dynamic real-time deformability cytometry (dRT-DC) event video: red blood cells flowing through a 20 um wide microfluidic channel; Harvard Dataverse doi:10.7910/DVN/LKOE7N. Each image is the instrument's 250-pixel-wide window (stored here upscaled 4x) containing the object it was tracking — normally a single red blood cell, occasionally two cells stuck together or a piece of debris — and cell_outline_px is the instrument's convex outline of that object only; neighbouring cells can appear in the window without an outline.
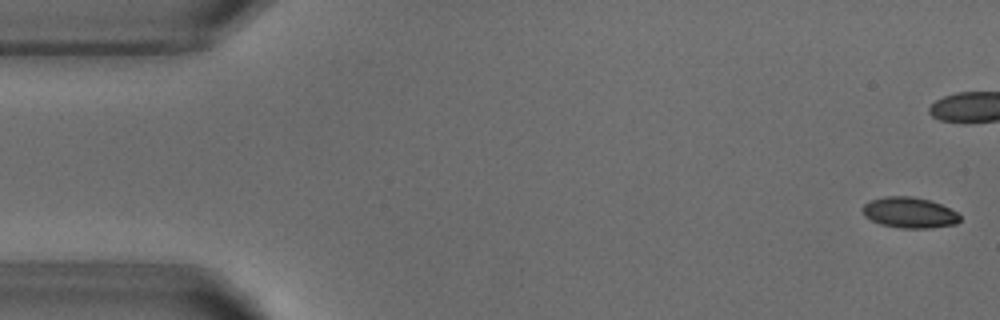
{"species": "common noctule bat (a hibernating species)", "species_latin": "Nyctalus noctula", "temperature_condition": "warm", "stored_images_in_passage": 53, "camera_frame_rate_fps": 3000, "um_per_image_px": 0.085, "animal": {"sex": "male", "body_mass_g": 18.8}, "frame": {"image": 1, "passage_image": 1, "time_ms": 0.0, "image_size_px": [1000, 320], "cell_outline_px": [[960, 220], [956, 224], [928, 228], [900, 228], [880, 224], [864, 216], [860, 208], [864, 204], [872, 200], [884, 196], [912, 196], [928, 200], [940, 204], [956, 212], [960, 216]], "centroid_in_image_um": [77.26, 18.07], "position_along_channel_um": 7.7, "area_um2": 17.4}}
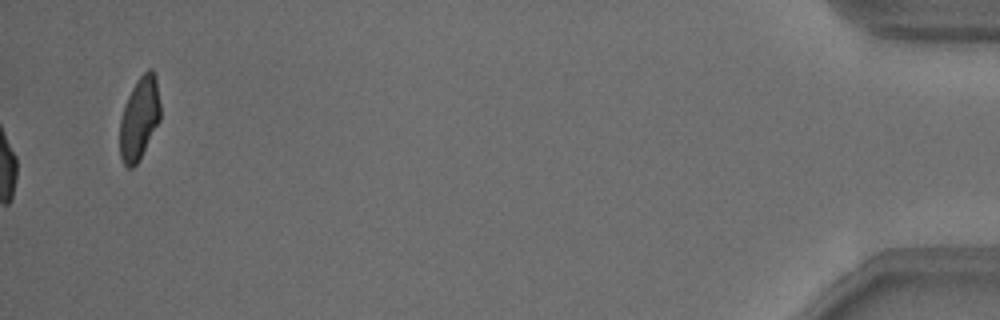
{"frame": {"image": 2, "passage_image": 53, "time_ms": 17.333, "image_size_px": [1000, 320], "cell_outline_px": [[160, 120], [140, 160], [132, 168], [128, 168], [124, 164], [120, 156], [120, 120], [124, 104], [132, 88], [140, 76], [148, 68], [152, 68], [156, 76], [160, 104]], "centroid_in_image_um": [11.85, 10.06], "position_along_channel_um": 423.4, "area_um2": 19.65}, "authors_computed_cell_mechanics": {"area_um2": 18.5538, "velocity_mm_per_s": 3.8232, "shape_relaxation_time_tau1_ms": 4.19, "shape_relaxation_time_tau2_ms": null, "deformation_change_tau1": 0.1316, "deformation_change_tau2": null}}